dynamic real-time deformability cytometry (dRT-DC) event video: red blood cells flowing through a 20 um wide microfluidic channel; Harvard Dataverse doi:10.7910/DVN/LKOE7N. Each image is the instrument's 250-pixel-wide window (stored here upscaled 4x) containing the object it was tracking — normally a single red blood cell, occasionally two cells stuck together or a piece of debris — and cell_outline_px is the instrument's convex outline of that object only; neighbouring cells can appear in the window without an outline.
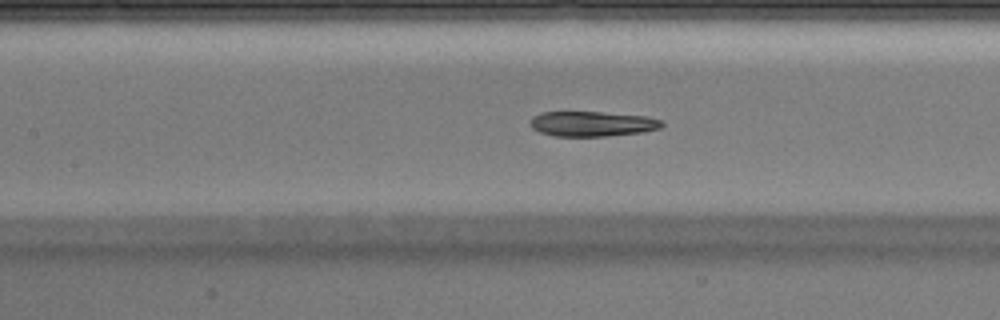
{"species": "Egyptian fruit bat (a non-hibernating species)", "species_latin": "Rousettus aegyptiacus", "temperature_condition": "warm", "stored_images_in_passage": 33, "segment_of_instrument_passage": [1, 2], "camera_frame_rate_fps": 3000, "um_per_image_px": 0.085, "animal": {"sex": "male"}, "frame": {"image": 1, "passage_image": 8, "time_ms": 2.333, "image_size_px": [1000, 320], "cell_outline_px": [[664, 124], [660, 128], [640, 132], [604, 136], [556, 136], [540, 132], [532, 128], [528, 124], [532, 116], [540, 112], [600, 112], [648, 116], [660, 120]], "centroid_in_image_um": [50.29, 10.51], "position_along_channel_um": 157.1, "area_um2": 19.19}}
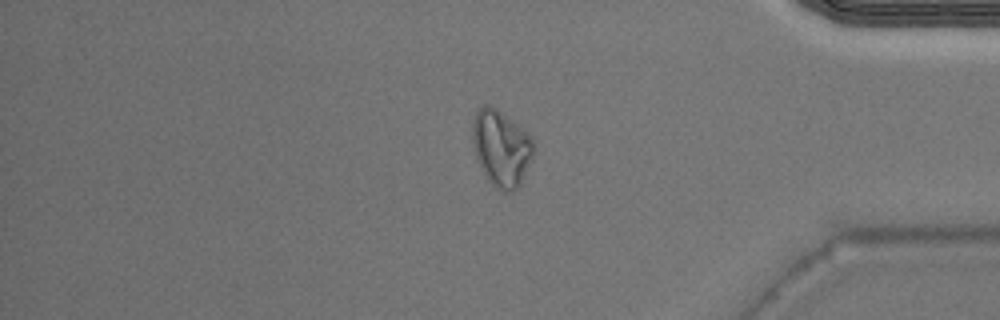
{"frame": {"image": 2, "passage_image": 25, "time_ms": 8.0, "image_size_px": [1000, 320], "cell_outline_px": [[536, 152], [520, 184], [512, 192], [500, 192], [488, 180], [476, 160], [472, 144], [472, 120], [476, 112], [484, 104], [496, 108], [528, 132], [532, 136]], "centroid_in_image_um": [42.61, 12.6], "position_along_channel_um": 392.6, "area_um2": 27.63}}
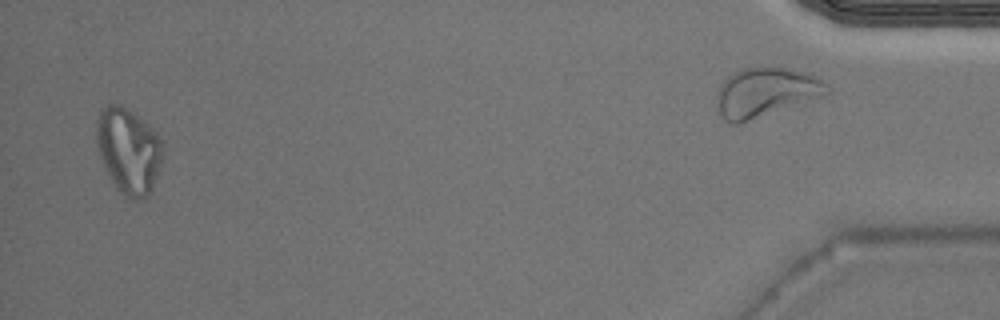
{"frame": {"image": 3, "passage_image": 31, "time_ms": 10.0, "image_size_px": [1000, 320], "cell_outline_px": [[164, 156], [152, 192], [140, 200], [128, 200], [116, 188], [104, 168], [96, 144], [96, 120], [104, 104], [120, 104], [128, 108], [148, 124], [156, 132], [164, 148]], "centroid_in_image_um": [10.93, 12.82], "position_along_channel_um": 424.3, "area_um2": 33.81}}